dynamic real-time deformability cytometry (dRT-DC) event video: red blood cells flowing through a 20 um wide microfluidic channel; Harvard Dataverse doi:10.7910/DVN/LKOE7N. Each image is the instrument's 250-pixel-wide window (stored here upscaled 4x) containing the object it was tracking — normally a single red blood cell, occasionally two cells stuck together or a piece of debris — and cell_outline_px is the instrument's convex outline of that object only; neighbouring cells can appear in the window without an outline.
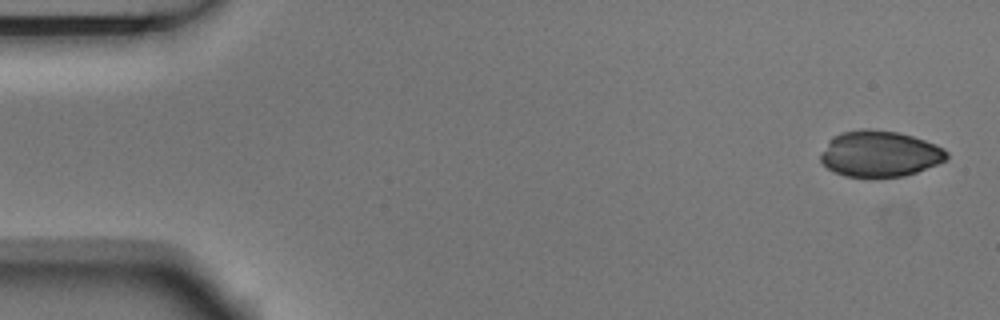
{"species": "Egyptian fruit bat (a non-hibernating species)", "species_latin": "Rousettus aegyptiacus", "temperature_condition": "room temperature", "stored_images_in_passage": 5, "camera_frame_rate_fps": 3000, "um_per_image_px": 0.085, "animal": {"sex": "male"}, "frame": {"image": 1, "passage_image": 1, "time_ms": 0.0, "image_size_px": [1000, 320], "cell_outline_px": [[948, 160], [916, 172], [904, 176], [844, 176], [828, 168], [820, 160], [820, 152], [828, 140], [832, 136], [840, 132], [864, 128], [868, 128], [900, 132], [936, 144], [944, 148], [948, 152]], "centroid_in_image_um": [74.77, 13.04], "position_along_channel_um": 10.2, "area_um2": 33.99}}
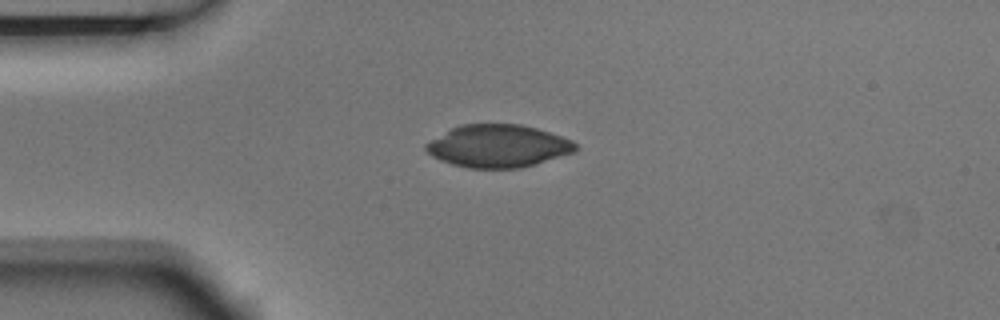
{"frame": {"image": 2, "passage_image": 4, "time_ms": 1.0, "image_size_px": [1000, 320], "cell_outline_px": [[580, 148], [576, 152], [536, 164], [520, 168], [468, 168], [452, 164], [440, 160], [432, 156], [424, 148], [424, 144], [452, 128], [460, 124], [520, 124], [536, 128], [572, 140]], "centroid_in_image_um": [42.36, 12.42], "position_along_channel_um": 42.6, "area_um2": 37.17}}